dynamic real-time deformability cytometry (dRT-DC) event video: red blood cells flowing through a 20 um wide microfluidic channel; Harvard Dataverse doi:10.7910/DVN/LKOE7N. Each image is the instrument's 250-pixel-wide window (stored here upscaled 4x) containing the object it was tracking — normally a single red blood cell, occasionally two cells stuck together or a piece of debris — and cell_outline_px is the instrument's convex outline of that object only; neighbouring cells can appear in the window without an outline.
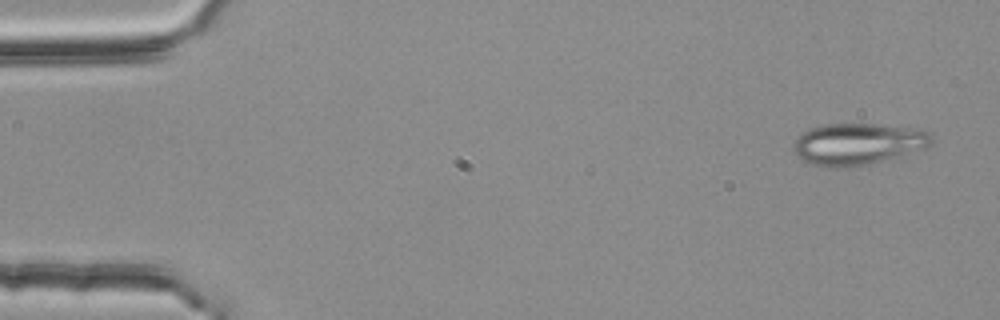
{"species": "common noctule bat (a hibernating species)", "species_latin": "Nyctalus noctula", "temperature_condition": "room temperature", "stored_images_in_passage": 3, "camera_frame_rate_fps": 3000, "um_per_image_px": 0.085, "animal": {"sex": "female", "body_mass_g": 25.1}, "frame": {"image": 1, "passage_image": 1, "time_ms": 0.0, "image_size_px": [1000, 320], "cell_outline_px": [[932, 140], [924, 148], [900, 156], [864, 164], [836, 168], [828, 168], [812, 164], [804, 160], [796, 152], [796, 136], [800, 132], [808, 128], [824, 124], [876, 124], [916, 128], [928, 132], [932, 136]], "centroid_in_image_um": [72.9, 12.21], "position_along_channel_um": 12.1, "area_um2": 33.06}}